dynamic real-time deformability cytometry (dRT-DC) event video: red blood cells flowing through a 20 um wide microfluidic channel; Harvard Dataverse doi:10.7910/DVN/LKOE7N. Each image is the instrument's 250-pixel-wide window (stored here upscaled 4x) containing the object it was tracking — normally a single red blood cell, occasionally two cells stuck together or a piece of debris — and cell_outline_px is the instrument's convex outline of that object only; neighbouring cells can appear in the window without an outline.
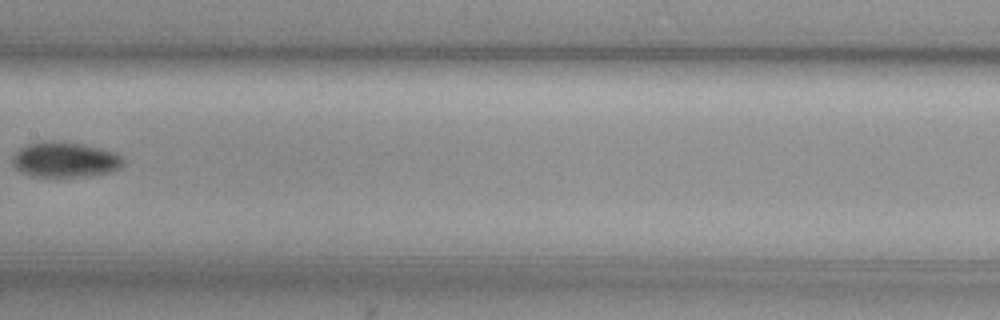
{"species": "common noctule bat (a hibernating species)", "species_latin": "Nyctalus noctula", "temperature_condition": "cold", "stored_images_in_passage": 8, "camera_frame_rate_fps": 3000, "um_per_image_px": 0.085, "animal": {"sex": "female", "body_mass_g": 29.2, "forearm_length_mm": 56.3}, "frame": {"image": 1, "passage_image": 7, "time_ms": 2.0, "image_size_px": [1000, 320], "cell_outline_px": [[124, 164], [120, 168], [108, 172], [88, 176], [32, 176], [20, 172], [12, 164], [12, 156], [20, 148], [28, 144], [52, 140], [84, 144], [100, 148], [112, 152], [120, 156], [124, 160]], "centroid_in_image_um": [5.5, 13.57], "position_along_channel_um": 201.9, "area_um2": 22.66}}